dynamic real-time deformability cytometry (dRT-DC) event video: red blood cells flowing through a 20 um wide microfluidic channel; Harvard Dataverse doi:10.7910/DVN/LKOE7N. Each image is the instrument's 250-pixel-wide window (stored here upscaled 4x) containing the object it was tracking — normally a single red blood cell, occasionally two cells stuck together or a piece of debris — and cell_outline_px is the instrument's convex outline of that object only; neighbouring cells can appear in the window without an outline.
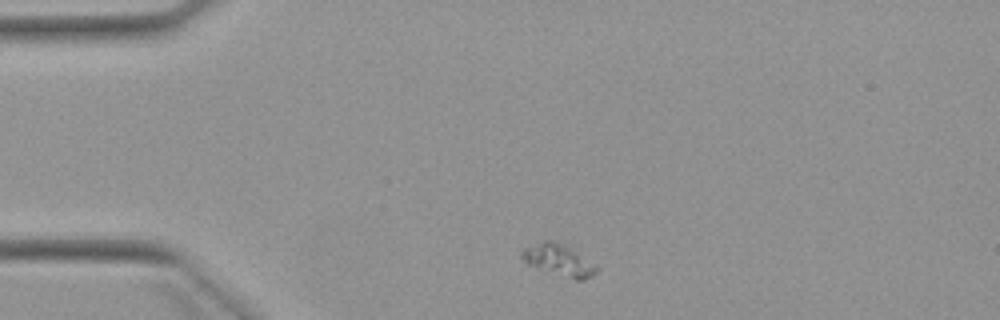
{"species": "Egyptian fruit bat (a non-hibernating species)", "species_latin": "Rousettus aegyptiacus", "temperature_condition": "warm", "stored_images_in_passage": 2, "camera_frame_rate_fps": 3000, "um_per_image_px": 0.085, "animal": {"sex": "female"}, "frame": {"image": 1, "passage_image": 1, "time_ms": 0.0, "image_size_px": [1000, 320], "cell_outline_px": [[600, 268], [592, 276], [584, 280], [576, 280], [528, 264], [520, 256], [520, 252], [524, 248], [544, 240], [552, 240], [572, 248], [580, 252], [596, 264]], "centroid_in_image_um": [47.56, 22.09], "position_along_channel_um": 37.4, "area_um2": 13.76}}